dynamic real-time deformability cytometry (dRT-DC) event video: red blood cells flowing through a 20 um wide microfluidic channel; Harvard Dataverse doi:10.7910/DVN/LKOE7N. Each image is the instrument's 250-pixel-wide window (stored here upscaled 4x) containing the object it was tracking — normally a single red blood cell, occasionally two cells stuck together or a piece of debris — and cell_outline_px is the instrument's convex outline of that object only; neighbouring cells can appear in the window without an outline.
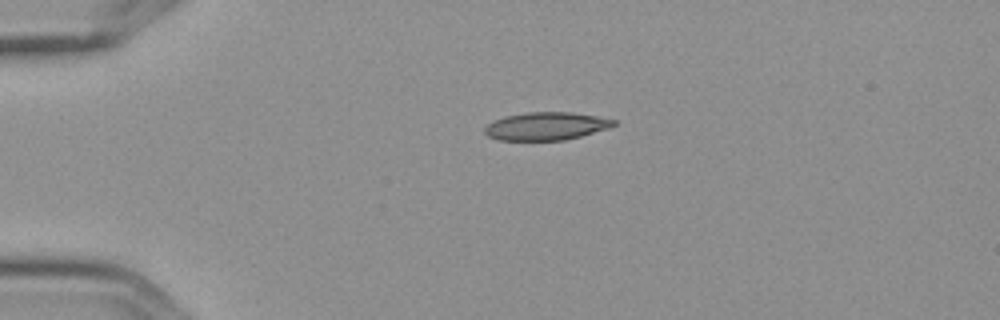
{"species": "Egyptian fruit bat (a non-hibernating species)", "species_latin": "Rousettus aegyptiacus", "temperature_condition": "cold", "stored_images_in_passage": 2, "camera_frame_rate_fps": 3000, "um_per_image_px": 0.085, "frame": {"image": 1, "passage_image": 1, "time_ms": 0.0, "image_size_px": [1000, 320], "cell_outline_px": [[616, 124], [608, 128], [580, 136], [564, 140], [500, 140], [488, 136], [484, 132], [484, 128], [492, 120], [504, 116], [528, 112], [572, 112], [596, 116], [616, 120]], "centroid_in_image_um": [46.39, 10.71], "position_along_channel_um": 38.6, "area_um2": 20.92}}
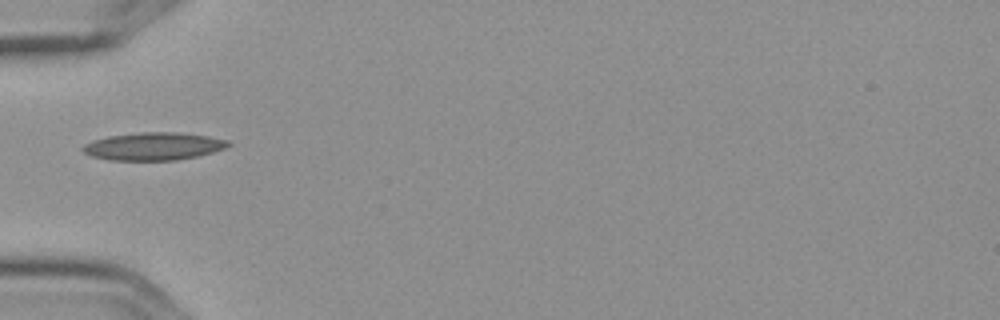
{"frame": {"image": 2, "passage_image": 2, "time_ms": 0.333, "image_size_px": [1000, 320], "cell_outline_px": [[232, 144], [224, 148], [200, 156], [176, 160], [108, 160], [92, 156], [84, 152], [80, 148], [84, 144], [92, 140], [108, 136], [140, 132], [176, 132], [208, 136], [228, 140]], "centroid_in_image_um": [13.04, 12.43], "position_along_channel_um": 72.0, "area_um2": 23.58}}